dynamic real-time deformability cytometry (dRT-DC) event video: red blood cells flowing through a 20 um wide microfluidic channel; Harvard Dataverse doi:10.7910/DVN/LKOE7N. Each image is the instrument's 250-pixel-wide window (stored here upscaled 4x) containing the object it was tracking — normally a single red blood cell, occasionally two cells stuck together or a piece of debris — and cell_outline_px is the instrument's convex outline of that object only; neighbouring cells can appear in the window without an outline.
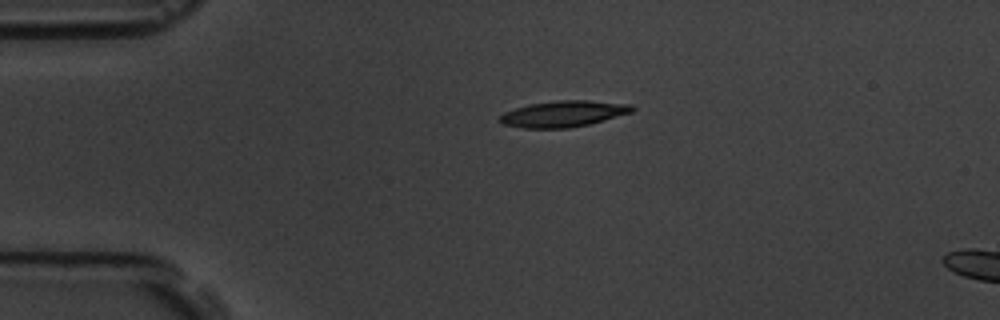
{"species": "common noctule bat (a hibernating species)", "species_latin": "Nyctalus noctula", "temperature_condition": "room temperature", "stored_images_in_passage": 44, "camera_frame_rate_fps": 3000, "um_per_image_px": 0.085, "animal": {"sex": "male", "body_mass_g": 19.5, "forearm_length_mm": 54.6}, "frame": {"image": 1, "passage_image": 1, "time_ms": 0.0, "image_size_px": [1000, 320], "cell_outline_px": [[636, 108], [632, 112], [604, 120], [588, 124], [568, 128], [524, 128], [504, 124], [496, 120], [504, 112], [528, 104], [556, 100], [588, 100], [632, 104]], "centroid_in_image_um": [47.89, 9.66], "position_along_channel_um": 37.1, "area_um2": 20.23}}
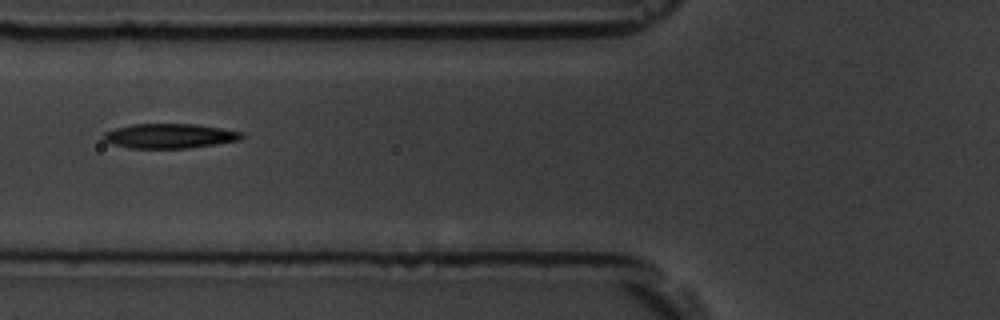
{"frame": {"image": 2, "passage_image": 10, "time_ms": 3.0, "image_size_px": [1000, 320], "cell_outline_px": [[244, 136], [240, 140], [216, 144], [188, 148], [128, 148], [112, 144], [104, 140], [100, 136], [104, 132], [116, 128], [132, 124], [196, 124], [224, 128], [244, 132]], "centroid_in_image_um": [14.42, 11.55], "position_along_channel_um": 111.4, "area_um2": 20.06}}
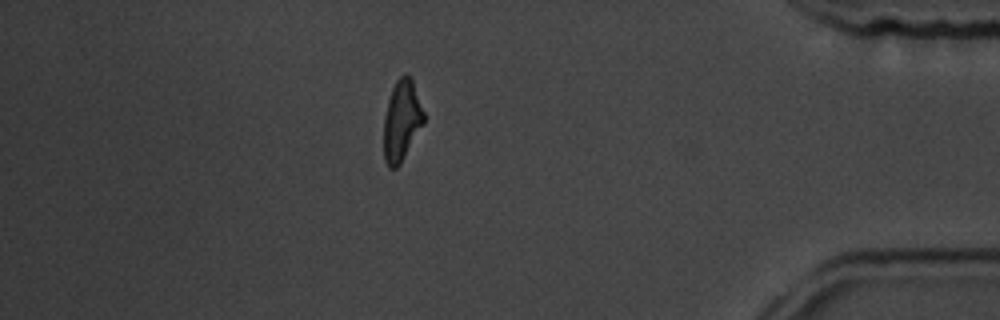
{"frame": {"image": 3, "passage_image": 37, "time_ms": 12.0, "image_size_px": [1000, 320], "cell_outline_px": [[424, 124], [400, 164], [396, 168], [388, 168], [384, 160], [384, 116], [388, 100], [392, 88], [396, 80], [404, 72], [412, 76], [424, 112]], "centroid_in_image_um": [34.15, 10.22], "position_along_channel_um": 401.0, "area_um2": 19.13}, "authors_computed_cell_mechanics": {"area_um2": 19.8832, "velocity_mm_per_s": 3.6648, "shape_relaxation_time_tau1_ms": 4.4584, "shape_relaxation_time_tau2_ms": 3.8305, "deformation_change_tau1": 0.1731, "deformation_change_tau2": 0.1371}}